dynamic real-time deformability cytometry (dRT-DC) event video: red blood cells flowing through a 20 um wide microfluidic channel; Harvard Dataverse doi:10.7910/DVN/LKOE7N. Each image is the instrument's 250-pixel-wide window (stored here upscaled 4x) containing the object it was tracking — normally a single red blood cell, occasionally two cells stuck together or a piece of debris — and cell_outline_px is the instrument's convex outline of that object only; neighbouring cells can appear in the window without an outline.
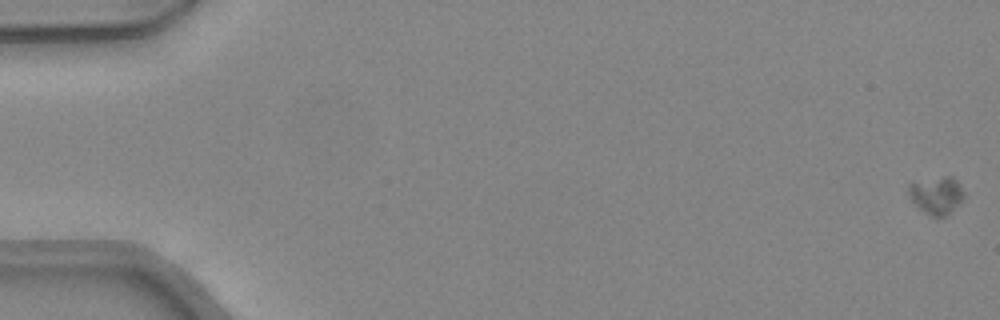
{"species": "common noctule bat (a hibernating species)", "species_latin": "Nyctalus noctula", "temperature_condition": "warm", "stored_images_in_passage": 51, "camera_frame_rate_fps": 3000, "um_per_image_px": 0.085, "animal": {"sex": "female", "body_mass_g": 24.6, "forearm_length_mm": 56.2}, "frame": {"image": 1, "passage_image": 1, "time_ms": 0.0, "image_size_px": [1000, 320], "cell_outline_px": [[964, 196], [944, 216], [936, 220], [924, 212], [912, 200], [908, 192], [908, 184], [912, 180], [944, 176], [952, 176], [956, 180], [964, 192]], "centroid_in_image_um": [79.54, 16.56], "position_along_channel_um": 5.5, "area_um2": 12.14}}
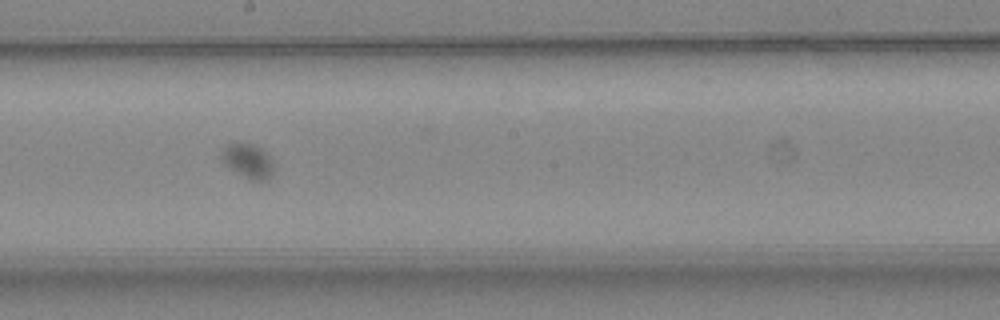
{"frame": {"image": 2, "passage_image": 29, "time_ms": 9.333, "image_size_px": [1000, 320], "cell_outline_px": [[272, 176], [264, 180], [248, 180], [228, 168], [224, 164], [220, 156], [220, 152], [228, 144], [252, 144], [268, 152], [272, 160]], "centroid_in_image_um": [21.06, 13.7], "position_along_channel_um": 227.1, "area_um2": 10.52}}
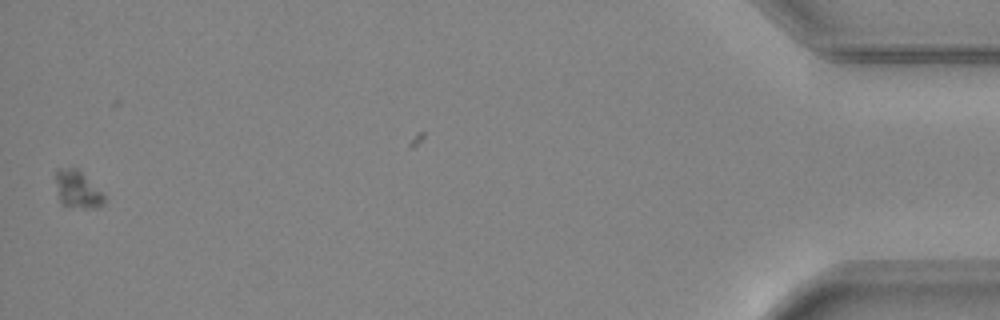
{"frame": {"image": 3, "passage_image": 50, "time_ms": 16.333, "image_size_px": [1000, 320], "cell_outline_px": [[104, 204], [96, 208], [84, 208], [60, 204], [56, 180], [56, 168], [76, 168], [104, 196]], "centroid_in_image_um": [6.55, 16.12], "position_along_channel_um": 428.6, "area_um2": 10.12}, "authors_computed_cell_mechanics": {"area_um2": 10.693, "velocity_mm_per_s": 4.2213, "shape_relaxation_time_tau1_ms": 1.2936, "shape_relaxation_time_tau2_ms": null, "deformation_change_tau1": 0.0468, "deformation_change_tau2": null}}